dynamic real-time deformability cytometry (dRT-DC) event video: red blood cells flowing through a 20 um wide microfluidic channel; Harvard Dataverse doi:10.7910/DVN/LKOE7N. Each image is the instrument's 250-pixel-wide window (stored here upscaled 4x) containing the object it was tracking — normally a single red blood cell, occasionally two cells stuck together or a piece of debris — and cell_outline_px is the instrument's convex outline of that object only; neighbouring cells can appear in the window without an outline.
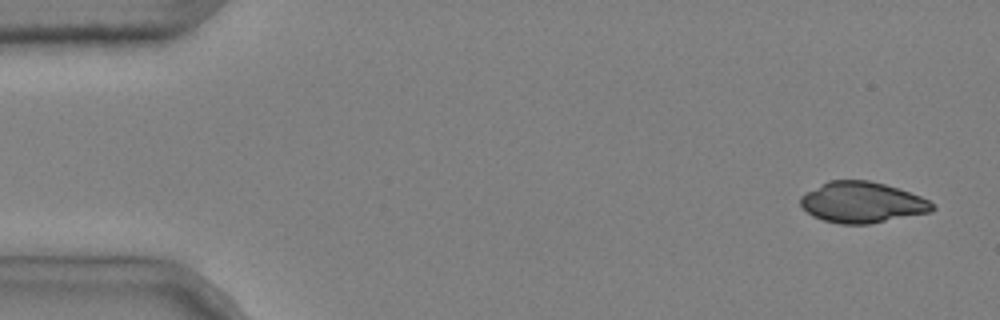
{"species": "common noctule bat (a hibernating species)", "species_latin": "Nyctalus noctula", "temperature_condition": "cold", "stored_images_in_passage": 4, "camera_frame_rate_fps": 3000, "um_per_image_px": 0.085, "animal": {"sex": "male", "body_mass_g": 20.4}, "frame": {"image": 1, "passage_image": 1, "time_ms": 0.0, "image_size_px": [1000, 320], "cell_outline_px": [[936, 208], [932, 212], [868, 224], [840, 224], [824, 220], [812, 216], [800, 204], [800, 196], [804, 192], [828, 180], [868, 180], [884, 184], [920, 196], [928, 200]], "centroid_in_image_um": [73.25, 17.2], "position_along_channel_um": 11.8, "area_um2": 31.39}}